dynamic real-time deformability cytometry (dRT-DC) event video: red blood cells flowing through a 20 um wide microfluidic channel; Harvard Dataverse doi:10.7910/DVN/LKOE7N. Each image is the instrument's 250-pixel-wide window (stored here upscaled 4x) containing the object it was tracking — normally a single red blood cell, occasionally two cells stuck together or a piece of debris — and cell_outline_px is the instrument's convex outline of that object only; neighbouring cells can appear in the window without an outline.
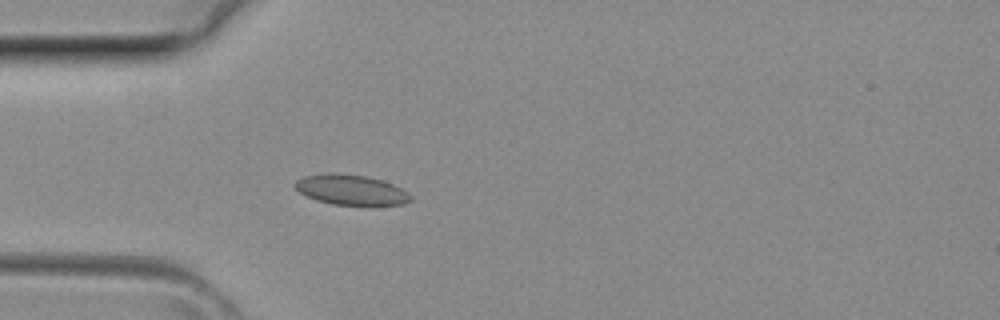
{"species": "common noctule bat (a hibernating species)", "species_latin": "Nyctalus noctula", "temperature_condition": "room temperature", "stored_images_in_passage": 3, "camera_frame_rate_fps": 3000, "um_per_image_px": 0.085, "animal": {"sex": "female", "body_mass_g": 29.2, "forearm_length_mm": 56.3}, "frame": {"image": 1, "passage_image": 3, "time_ms": 0.667, "image_size_px": [1000, 320], "cell_outline_px": [[412, 200], [404, 204], [332, 204], [316, 200], [300, 192], [292, 184], [296, 180], [304, 176], [328, 172], [336, 172], [364, 176], [384, 180], [408, 192], [412, 196]], "centroid_in_image_um": [29.81, 16.11], "position_along_channel_um": 55.2, "area_um2": 20.23}}